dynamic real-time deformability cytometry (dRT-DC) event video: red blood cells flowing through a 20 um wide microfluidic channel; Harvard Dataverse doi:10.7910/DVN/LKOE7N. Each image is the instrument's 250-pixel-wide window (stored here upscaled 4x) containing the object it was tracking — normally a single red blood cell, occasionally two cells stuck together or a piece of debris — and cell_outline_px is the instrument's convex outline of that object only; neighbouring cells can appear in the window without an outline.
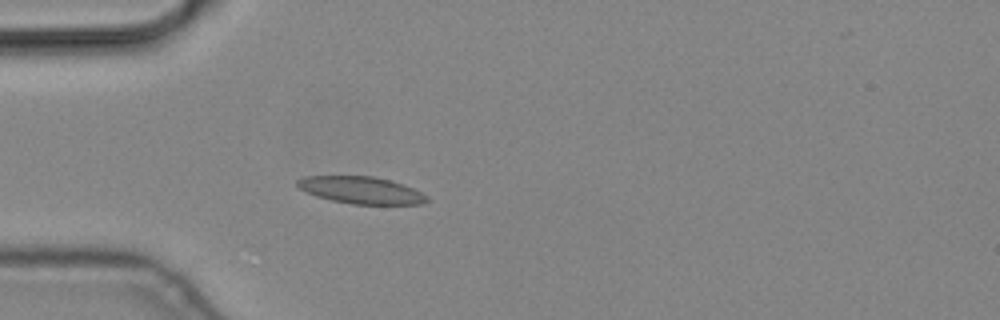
{"species": "common noctule bat (a hibernating species)", "species_latin": "Nyctalus noctula", "temperature_condition": "cold", "stored_images_in_passage": 2, "camera_frame_rate_fps": 3000, "um_per_image_px": 0.085, "animal": {"sex": "male", "body_mass_g": 19.2, "forearm_length_mm": 51.8}, "frame": {"image": 1, "passage_image": 2, "time_ms": 0.333, "image_size_px": [1000, 320], "cell_outline_px": [[428, 200], [424, 204], [352, 204], [332, 200], [316, 196], [300, 188], [296, 184], [296, 180], [304, 176], [372, 176], [388, 180], [412, 188], [428, 196]], "centroid_in_image_um": [30.68, 16.16], "position_along_channel_um": 54.3, "area_um2": 20.17}}